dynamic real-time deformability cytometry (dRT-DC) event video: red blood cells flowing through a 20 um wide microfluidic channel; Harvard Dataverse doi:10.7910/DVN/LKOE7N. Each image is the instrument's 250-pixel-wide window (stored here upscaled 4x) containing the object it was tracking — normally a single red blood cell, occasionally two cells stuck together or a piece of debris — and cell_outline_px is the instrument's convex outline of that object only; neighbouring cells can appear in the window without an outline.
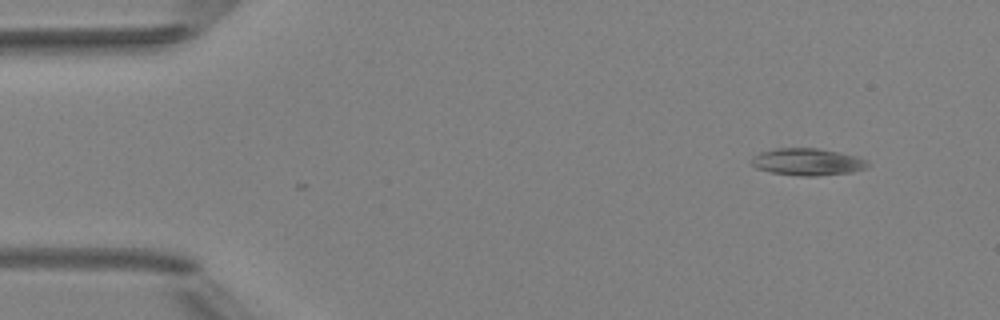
{"species": "Egyptian fruit bat (a non-hibernating species)", "species_latin": "Rousettus aegyptiacus", "temperature_condition": "room temperature", "stored_images_in_passage": 2, "camera_frame_rate_fps": 3000, "um_per_image_px": 0.085, "animal": {"sex": "female"}, "frame": {"image": 1, "passage_image": 2, "time_ms": 1.0, "image_size_px": [1000, 320], "cell_outline_px": [[868, 168], [852, 172], [816, 176], [800, 176], [772, 172], [756, 168], [752, 164], [752, 156], [760, 152], [776, 148], [816, 148], [840, 152], [856, 156], [868, 160]], "centroid_in_image_um": [68.66, 13.76], "position_along_channel_um": 16.3, "area_um2": 18.38}}